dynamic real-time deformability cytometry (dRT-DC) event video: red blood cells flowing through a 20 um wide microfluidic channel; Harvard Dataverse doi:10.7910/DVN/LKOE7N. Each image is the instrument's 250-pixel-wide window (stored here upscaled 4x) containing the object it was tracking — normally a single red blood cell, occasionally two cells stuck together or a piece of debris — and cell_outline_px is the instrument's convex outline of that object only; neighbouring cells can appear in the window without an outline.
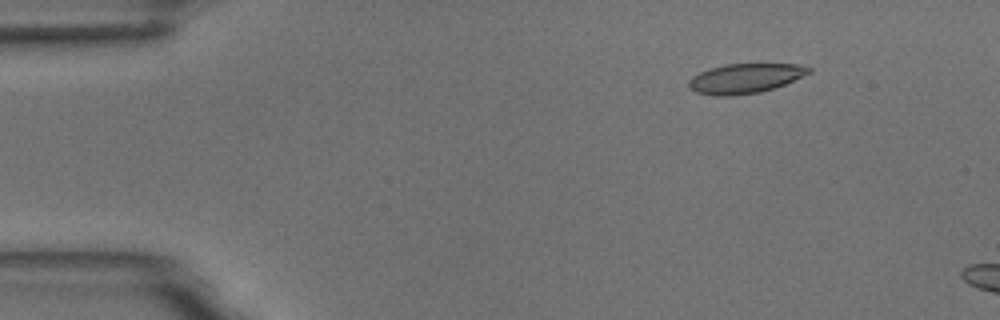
{"species": "common noctule bat (a hibernating species)", "species_latin": "Nyctalus noctula", "temperature_condition": "room temperature", "stored_images_in_passage": 4, "camera_frame_rate_fps": 3000, "um_per_image_px": 0.085, "animal": {"sex": "male", "body_mass_g": 18.8}, "frame": {"image": 1, "passage_image": 3, "time_ms": 2.0, "image_size_px": [1000, 320], "cell_outline_px": [[812, 72], [784, 84], [760, 92], [728, 96], [716, 96], [696, 92], [688, 88], [688, 80], [692, 76], [708, 68], [724, 64], [808, 64], [812, 68]], "centroid_in_image_um": [63.33, 6.65], "position_along_channel_um": 21.7, "area_um2": 20.92}}